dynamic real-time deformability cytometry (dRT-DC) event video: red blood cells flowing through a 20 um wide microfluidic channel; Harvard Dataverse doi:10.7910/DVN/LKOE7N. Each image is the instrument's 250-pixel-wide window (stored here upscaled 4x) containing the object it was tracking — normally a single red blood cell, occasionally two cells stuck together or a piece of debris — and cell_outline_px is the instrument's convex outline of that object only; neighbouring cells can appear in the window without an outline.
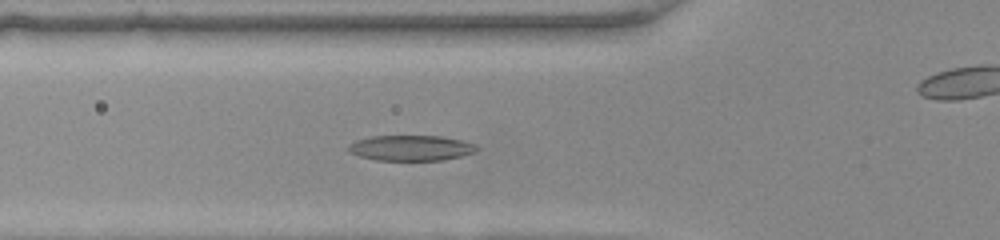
{"species": "common noctule bat (a hibernating species)", "species_latin": "Nyctalus noctula", "temperature_condition": "warm", "stored_images_in_passage": 46, "camera_frame_rate_fps": 3000, "um_per_image_px": 0.085, "animal": {"sex": "female", "body_mass_g": 22.0, "forearm_length_mm": 56.7}, "frame": {"image": 1, "passage_image": 15, "time_ms": 4.667, "image_size_px": [1000, 240], "cell_outline_px": [[476, 148], [472, 152], [460, 156], [440, 160], [376, 160], [360, 156], [352, 152], [348, 148], [356, 140], [372, 136], [436, 136], [460, 140], [472, 144]], "centroid_in_image_um": [34.88, 12.58], "position_along_channel_um": 90.9, "area_um2": 18.38}}
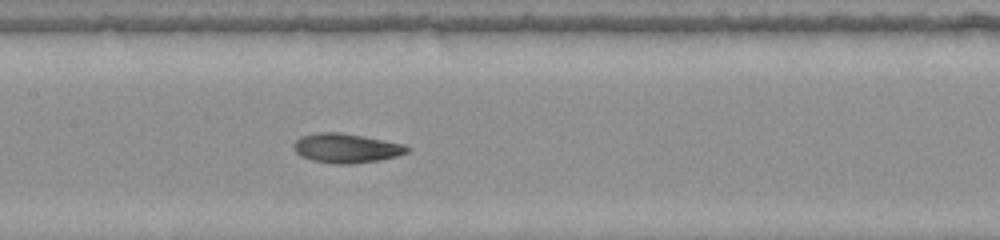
{"frame": {"image": 2, "passage_image": 21, "time_ms": 6.667, "image_size_px": [1000, 240], "cell_outline_px": [[408, 152], [396, 156], [380, 160], [352, 164], [340, 164], [312, 160], [300, 156], [296, 152], [296, 140], [304, 136], [320, 132], [336, 132], [360, 136], [404, 144], [408, 148]], "centroid_in_image_um": [29.45, 12.61], "position_along_channel_um": 177.9, "area_um2": 18.84}}
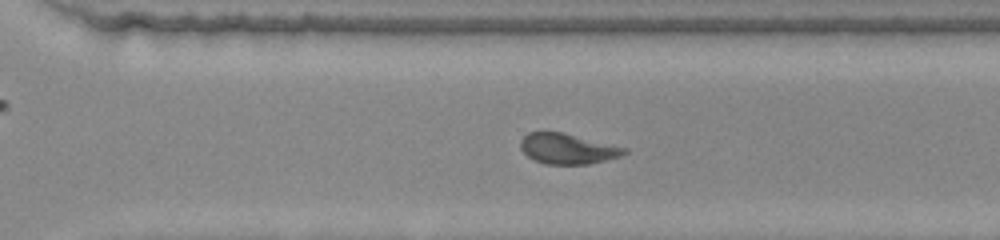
{"frame": {"image": 3, "passage_image": 31, "time_ms": 10.0, "image_size_px": [1000, 240], "cell_outline_px": [[628, 152], [620, 156], [588, 164], [548, 164], [536, 160], [528, 156], [520, 148], [520, 140], [528, 132], [560, 132], [628, 148]], "centroid_in_image_um": [48.24, 12.64], "position_along_channel_um": 322.4, "area_um2": 18.09}}